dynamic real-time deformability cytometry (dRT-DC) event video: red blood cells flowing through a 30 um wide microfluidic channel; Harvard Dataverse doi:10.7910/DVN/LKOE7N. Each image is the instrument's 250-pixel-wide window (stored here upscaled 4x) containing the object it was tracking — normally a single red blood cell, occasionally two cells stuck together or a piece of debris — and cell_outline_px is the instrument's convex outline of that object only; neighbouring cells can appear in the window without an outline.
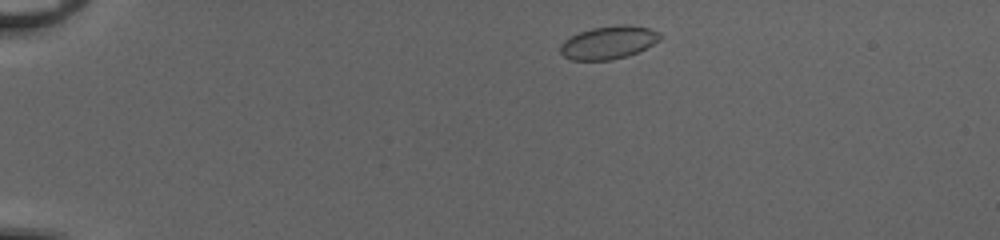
{"species": "common noctule bat (a hibernating species)", "species_latin": "Nyctalus noctula", "temperature_condition": "cold", "stored_images_in_passage": 44, "camera_frame_rate_fps": 3000, "um_per_image_px": 0.085, "animal": {"sex": "female", "body_mass_g": 20.0, "forearm_length_mm": 54.0}, "frame": {"image": 1, "passage_image": 3, "time_ms": 0.667, "image_size_px": [1000, 240], "cell_outline_px": [[660, 40], [628, 56], [612, 60], [572, 60], [564, 56], [560, 52], [560, 44], [564, 40], [580, 32], [592, 28], [620, 24], [628, 24], [648, 28], [660, 32]], "centroid_in_image_um": [51.71, 3.61], "position_along_channel_um": 33.3, "area_um2": 19.07}}
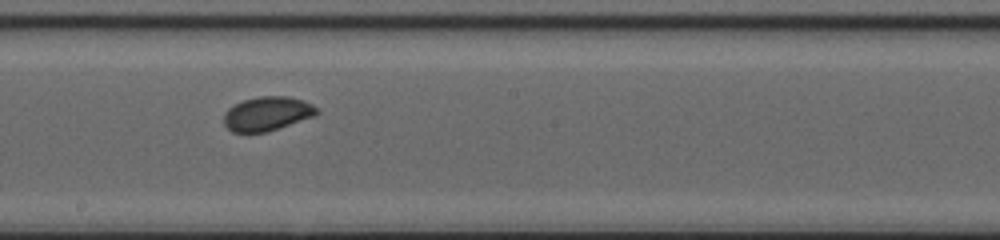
{"frame": {"image": 2, "passage_image": 23, "time_ms": 7.333, "image_size_px": [1000, 240], "cell_outline_px": [[320, 112], [316, 116], [268, 132], [232, 132], [224, 124], [224, 112], [228, 108], [244, 100], [260, 96], [288, 96], [304, 100], [312, 104]], "centroid_in_image_um": [22.74, 9.67], "position_along_channel_um": 225.5, "area_um2": 18.61}}
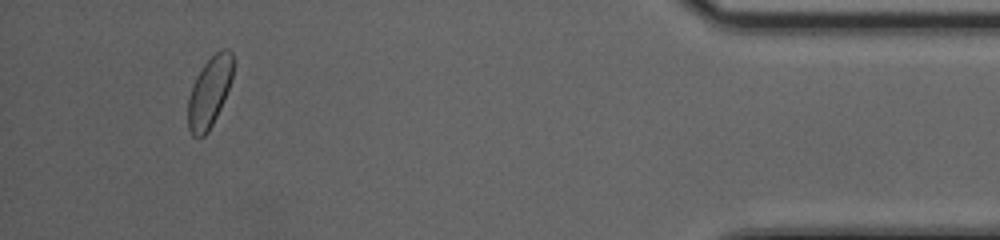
{"frame": {"image": 3, "passage_image": 41, "time_ms": 13.333, "image_size_px": [1000, 240], "cell_outline_px": [[232, 76], [224, 100], [208, 132], [204, 136], [192, 136], [188, 128], [188, 96], [192, 84], [196, 76], [204, 64], [216, 52], [224, 48], [228, 48], [232, 52]], "centroid_in_image_um": [17.78, 7.82], "position_along_channel_um": 417.4, "area_um2": 18.26}, "authors_computed_cell_mechanics": {"area_um2": 18.5827, "velocity_mm_per_s": 4.0918, "shape_relaxation_time_tau1_ms": 2.6349, "shape_relaxation_time_tau2_ms": null, "deformation_change_tau1": 0.0625, "deformation_change_tau2": null}}